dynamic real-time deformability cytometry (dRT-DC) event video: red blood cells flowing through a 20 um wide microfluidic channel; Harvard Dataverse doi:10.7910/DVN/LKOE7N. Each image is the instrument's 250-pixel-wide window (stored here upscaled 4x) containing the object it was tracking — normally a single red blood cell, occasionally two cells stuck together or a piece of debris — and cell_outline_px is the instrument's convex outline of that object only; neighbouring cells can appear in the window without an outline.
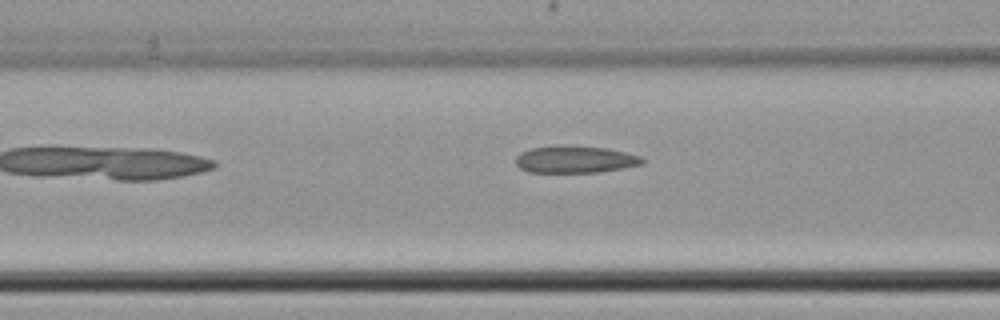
{"species": "common noctule bat (a hibernating species)", "species_latin": "Nyctalus noctula", "temperature_condition": "cold", "stored_images_in_passage": 6, "camera_frame_rate_fps": 3000, "um_per_image_px": 0.085, "animal": {"sex": "female", "body_mass_g": 22.7, "forearm_length_mm": 54.2}, "frame": {"image": 1, "passage_image": 5, "time_ms": 5.667, "image_size_px": [1000, 320], "cell_outline_px": [[644, 164], [624, 168], [600, 172], [528, 172], [520, 168], [516, 164], [516, 156], [520, 152], [532, 148], [556, 144], [604, 148], [624, 152], [640, 156], [644, 160]], "centroid_in_image_um": [48.86, 13.54], "position_along_channel_um": 117.7, "area_um2": 20.11}}
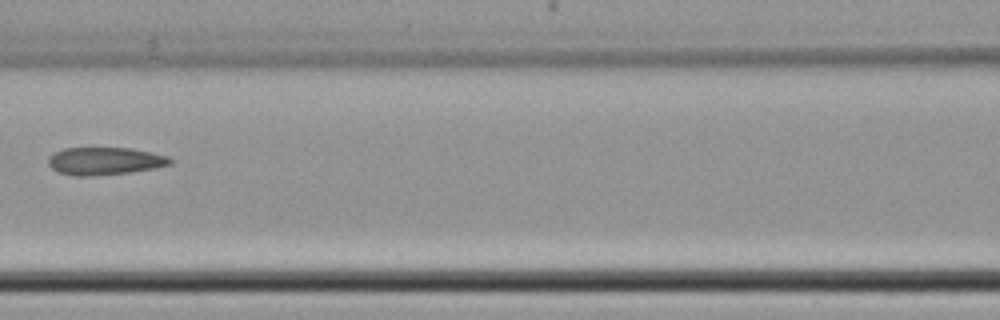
{"frame": {"image": 2, "passage_image": 6, "time_ms": 6.667, "image_size_px": [1000, 320], "cell_outline_px": [[172, 164], [156, 168], [128, 172], [92, 176], [72, 176], [56, 172], [48, 164], [48, 160], [56, 152], [64, 148], [132, 148], [168, 156], [172, 160]], "centroid_in_image_um": [8.91, 13.7], "position_along_channel_um": 157.7, "area_um2": 19.59}}